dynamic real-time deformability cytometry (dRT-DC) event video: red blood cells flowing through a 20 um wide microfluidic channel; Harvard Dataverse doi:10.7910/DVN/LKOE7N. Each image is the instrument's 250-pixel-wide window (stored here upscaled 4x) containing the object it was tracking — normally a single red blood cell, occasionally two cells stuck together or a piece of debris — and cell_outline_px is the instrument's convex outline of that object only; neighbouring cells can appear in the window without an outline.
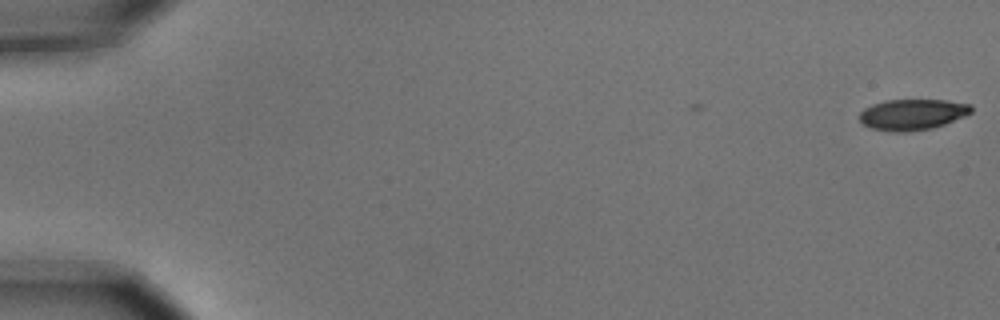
{"species": "common noctule bat (a hibernating species)", "species_latin": "Nyctalus noctula", "temperature_condition": "cold", "stored_images_in_passage": 2, "camera_frame_rate_fps": 3000, "um_per_image_px": 0.085, "animal": {"sex": "male", "body_mass_g": 15.6}, "frame": {"image": 1, "passage_image": 2, "time_ms": 0.333, "image_size_px": [1000, 320], "cell_outline_px": [[972, 112], [964, 116], [944, 124], [932, 128], [904, 132], [896, 132], [872, 128], [864, 124], [860, 120], [860, 112], [864, 108], [872, 104], [884, 100], [944, 100], [972, 104]], "centroid_in_image_um": [77.56, 9.72], "position_along_channel_um": 7.4, "area_um2": 20.0}}